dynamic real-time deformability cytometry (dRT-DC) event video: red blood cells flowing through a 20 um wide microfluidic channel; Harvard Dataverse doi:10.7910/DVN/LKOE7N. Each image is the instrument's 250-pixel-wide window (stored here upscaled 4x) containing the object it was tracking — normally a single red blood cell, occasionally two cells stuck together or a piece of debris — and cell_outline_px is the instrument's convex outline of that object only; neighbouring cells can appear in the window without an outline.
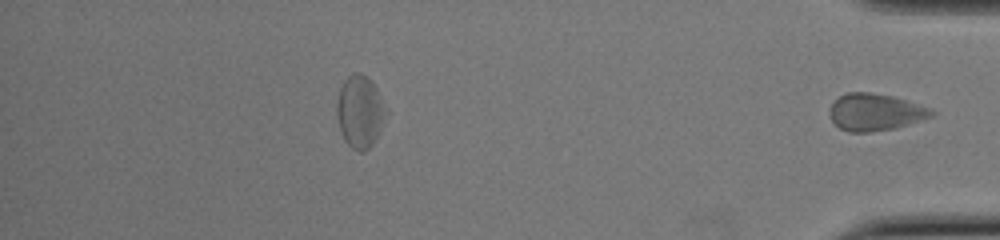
{"species": "common noctule bat (a hibernating species)", "species_latin": "Nyctalus noctula", "temperature_condition": "cold", "stored_images_in_passage": 39, "segment_of_instrument_passage": [2, 2], "camera_frame_rate_fps": 3000, "um_per_image_px": 0.085, "animal": {"sex": "female", "body_mass_g": 22.0, "forearm_length_mm": 56.7}, "frame": {"image": 1, "passage_image": 39, "time_ms": 12.667, "image_size_px": [1000, 240], "cell_outline_px": [[936, 112], [932, 116], [896, 128], [868, 132], [848, 132], [840, 128], [832, 120], [828, 112], [828, 108], [840, 96], [848, 92], [872, 92], [892, 96], [932, 108]], "centroid_in_image_um": [74.39, 9.53], "position_along_channel_um": 360.8, "area_um2": 21.96}}